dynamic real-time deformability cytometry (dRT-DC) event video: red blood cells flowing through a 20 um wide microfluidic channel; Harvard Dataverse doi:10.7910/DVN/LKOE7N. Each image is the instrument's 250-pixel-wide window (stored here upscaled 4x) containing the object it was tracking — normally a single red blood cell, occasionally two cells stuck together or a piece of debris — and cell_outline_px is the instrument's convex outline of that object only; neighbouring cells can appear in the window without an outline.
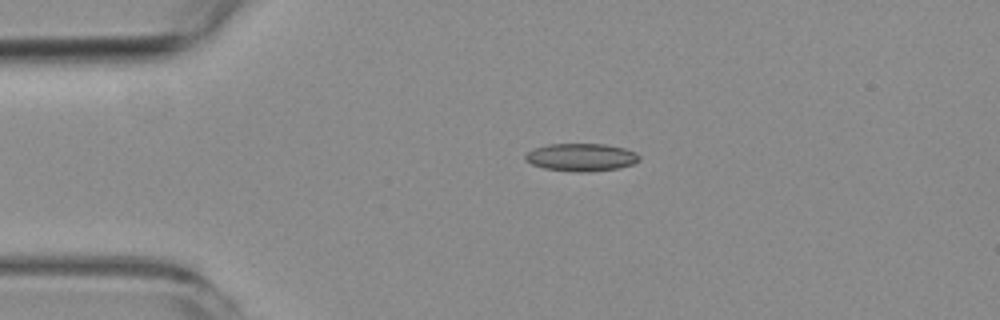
{"species": "common noctule bat (a hibernating species)", "species_latin": "Nyctalus noctula", "temperature_condition": "room temperature", "stored_images_in_passage": 2, "camera_frame_rate_fps": 3000, "um_per_image_px": 0.085, "animal": {"sex": "female", "body_mass_g": 19.3, "forearm_length_mm": 54.1}, "frame": {"image": 1, "passage_image": 1, "time_ms": 0.0, "image_size_px": [1000, 320], "cell_outline_px": [[640, 160], [632, 164], [620, 168], [588, 172], [576, 172], [544, 168], [532, 164], [524, 160], [524, 156], [532, 148], [548, 144], [604, 144], [624, 148], [636, 152], [640, 156]], "centroid_in_image_um": [49.4, 13.37], "position_along_channel_um": 35.6, "area_um2": 18.55}}
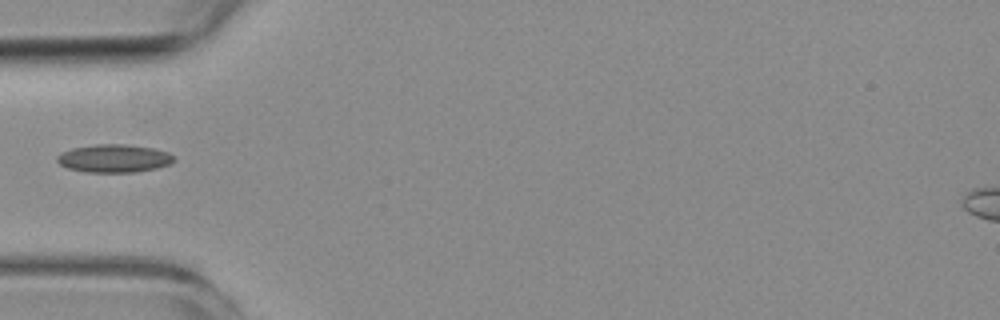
{"frame": {"image": 2, "passage_image": 2, "time_ms": 2.0, "image_size_px": [1000, 320], "cell_outline_px": [[176, 160], [168, 164], [156, 168], [136, 172], [84, 172], [68, 168], [60, 164], [56, 160], [56, 156], [60, 152], [72, 148], [96, 144], [124, 144], [152, 148], [168, 152]], "centroid_in_image_um": [9.65, 13.46], "position_along_channel_um": 75.3, "area_um2": 19.07}}